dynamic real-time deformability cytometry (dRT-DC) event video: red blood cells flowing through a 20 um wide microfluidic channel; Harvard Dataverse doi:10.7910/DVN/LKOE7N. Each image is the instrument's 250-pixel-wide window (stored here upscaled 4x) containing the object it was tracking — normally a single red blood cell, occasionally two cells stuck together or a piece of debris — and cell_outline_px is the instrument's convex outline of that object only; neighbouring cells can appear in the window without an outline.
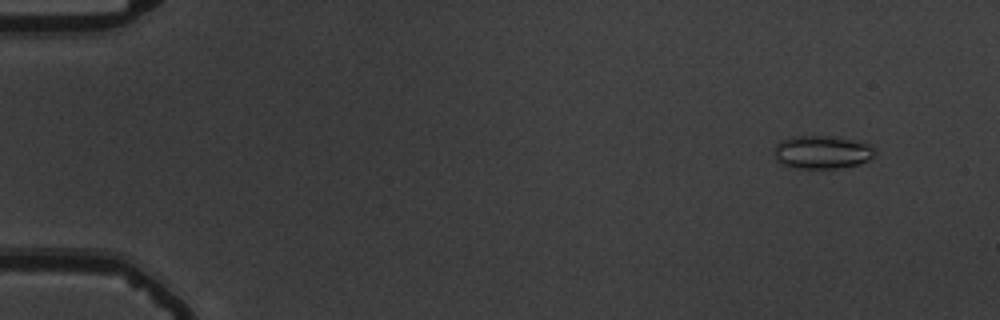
{"species": "common noctule bat (a hibernating species)", "species_latin": "Nyctalus noctula", "temperature_condition": "warm", "stored_images_in_passage": 55, "camera_frame_rate_fps": 3000, "um_per_image_px": 0.085, "animal": {"sex": "male", "body_mass_g": 19.5, "forearm_length_mm": 54.6}, "frame": {"image": 1, "passage_image": 5, "time_ms": 1.333, "image_size_px": [1000, 320], "cell_outline_px": [[876, 156], [860, 164], [840, 168], [796, 168], [780, 164], [776, 160], [776, 144], [780, 140], [796, 136], [832, 136], [860, 140], [868, 144], [876, 152]], "centroid_in_image_um": [69.92, 12.93], "position_along_channel_um": 15.1, "area_um2": 19.65}}
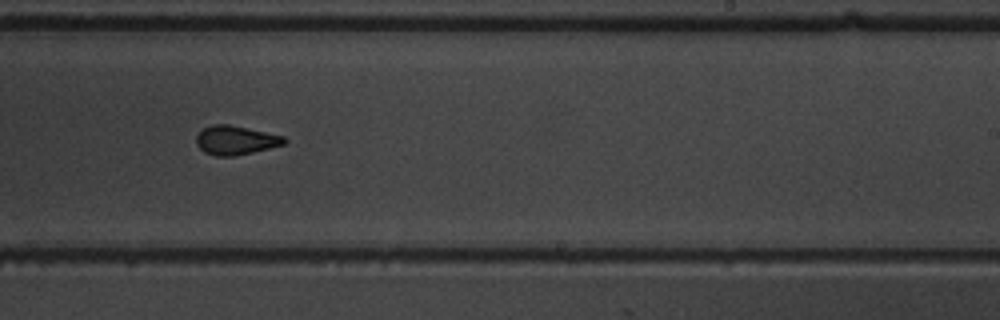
{"frame": {"image": 2, "passage_image": 35, "time_ms": 11.333, "image_size_px": [1000, 320], "cell_outline_px": [[288, 140], [284, 144], [236, 156], [216, 156], [204, 152], [196, 144], [196, 136], [204, 128], [212, 124], [228, 124], [284, 136]], "centroid_in_image_um": [20.01, 11.92], "position_along_channel_um": 269.0, "area_um2": 14.74}}
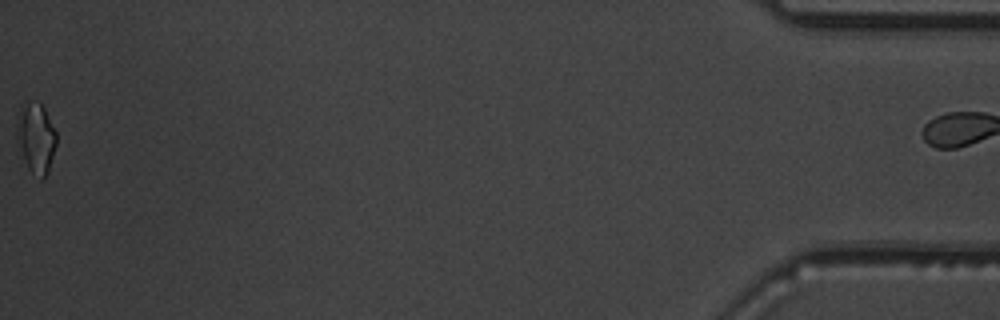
{"frame": {"image": 3, "passage_image": 55, "time_ms": 18.0, "image_size_px": [1000, 320], "cell_outline_px": [[56, 144], [48, 172], [40, 180], [28, 168], [24, 160], [16, 140], [16, 112], [20, 104], [24, 100], [36, 100], [44, 108], [56, 132]], "centroid_in_image_um": [3.0, 11.64], "position_along_channel_um": 432.2, "area_um2": 16.65}, "authors_computed_cell_mechanics": {"area_um2": 15.1436, "velocity_mm_per_s": 3.821, "shape_relaxation_time_tau1_ms": 5.7449, "shape_relaxation_time_tau2_ms": 1.5209, "deformation_change_tau1": 0.1334, "deformation_change_tau2": 0.0777}}